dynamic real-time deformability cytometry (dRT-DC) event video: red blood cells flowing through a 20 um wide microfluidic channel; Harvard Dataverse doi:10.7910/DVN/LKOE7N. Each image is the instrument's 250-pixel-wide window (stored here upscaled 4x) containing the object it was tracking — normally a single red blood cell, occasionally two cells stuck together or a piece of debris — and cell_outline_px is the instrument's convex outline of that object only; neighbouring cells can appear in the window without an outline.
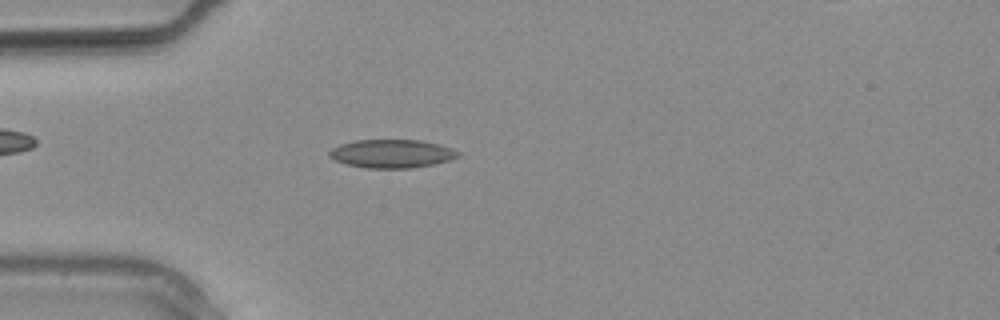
{"species": "common noctule bat (a hibernating species)", "species_latin": "Nyctalus noctula", "temperature_condition": "warm", "stored_images_in_passage": 8, "camera_frame_rate_fps": 3000, "um_per_image_px": 0.085, "animal": {"sex": "male", "body_mass_g": 20.4}, "frame": {"image": 1, "passage_image": 4, "time_ms": 1.0, "image_size_px": [1000, 320], "cell_outline_px": [[460, 156], [448, 160], [432, 164], [412, 168], [368, 168], [344, 164], [328, 156], [328, 152], [332, 148], [340, 144], [356, 140], [420, 140], [440, 144], [452, 148], [460, 152]], "centroid_in_image_um": [33.29, 13.06], "position_along_channel_um": 51.7, "area_um2": 21.33}}
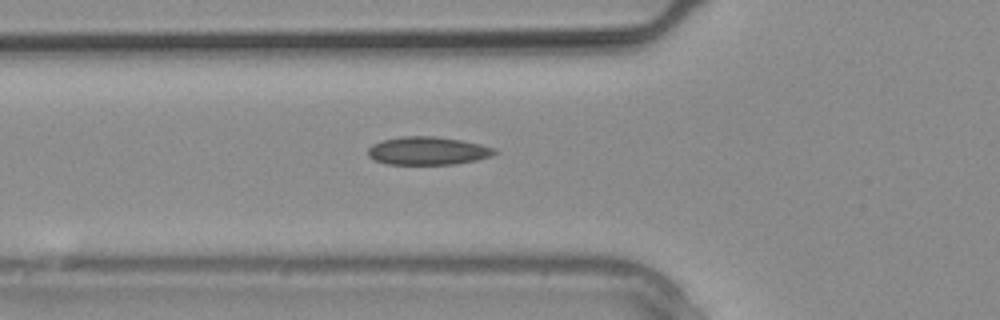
{"frame": {"image": 2, "passage_image": 6, "time_ms": 1.667, "image_size_px": [1000, 320], "cell_outline_px": [[496, 152], [492, 156], [476, 160], [456, 164], [388, 164], [376, 160], [368, 156], [368, 148], [372, 144], [384, 140], [400, 136], [436, 136], [460, 140], [480, 144], [496, 148]], "centroid_in_image_um": [36.37, 12.81], "position_along_channel_um": 89.4, "area_um2": 20.69}}